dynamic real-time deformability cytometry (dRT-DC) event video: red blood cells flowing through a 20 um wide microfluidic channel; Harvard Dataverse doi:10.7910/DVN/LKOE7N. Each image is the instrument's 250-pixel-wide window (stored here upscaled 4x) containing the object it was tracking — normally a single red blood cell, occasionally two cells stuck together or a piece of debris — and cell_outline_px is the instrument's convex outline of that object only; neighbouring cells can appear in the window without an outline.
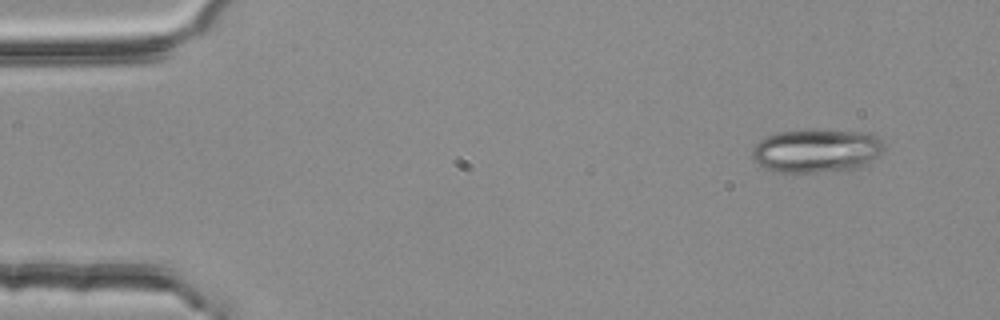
{"species": "common noctule bat (a hibernating species)", "species_latin": "Nyctalus noctula", "temperature_condition": "room temperature", "stored_images_in_passage": 3, "camera_frame_rate_fps": 3000, "um_per_image_px": 0.085, "animal": {"sex": "female", "body_mass_g": 25.1}, "frame": {"image": 1, "passage_image": 1, "time_ms": 0.0, "image_size_px": [1000, 320], "cell_outline_px": [[884, 148], [868, 164], [856, 168], [816, 172], [780, 172], [764, 168], [752, 156], [752, 148], [760, 140], [768, 136], [780, 132], [804, 128], [812, 128], [872, 132], [884, 144]], "centroid_in_image_um": [69.42, 12.77], "position_along_channel_um": 15.6, "area_um2": 33.81}}